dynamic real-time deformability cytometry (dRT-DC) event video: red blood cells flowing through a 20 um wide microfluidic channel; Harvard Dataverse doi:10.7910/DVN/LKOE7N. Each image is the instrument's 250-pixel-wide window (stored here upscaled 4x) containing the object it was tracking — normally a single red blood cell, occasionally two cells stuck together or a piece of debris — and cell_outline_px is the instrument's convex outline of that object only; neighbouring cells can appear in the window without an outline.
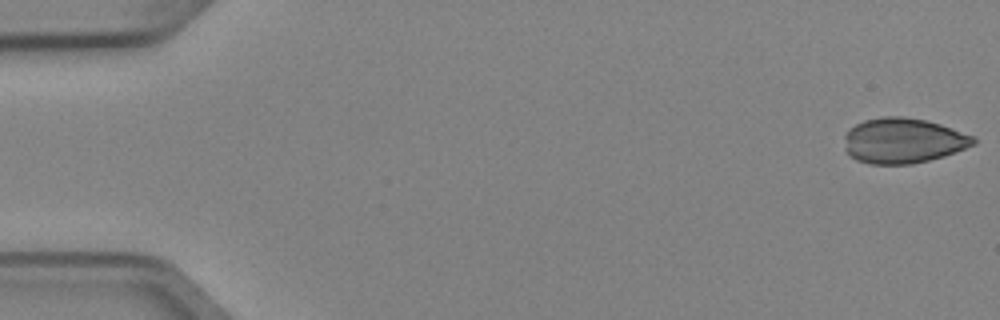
{"species": "Egyptian fruit bat (a non-hibernating species)", "species_latin": "Rousettus aegyptiacus", "temperature_condition": "cold", "stored_images_in_passage": 5, "camera_frame_rate_fps": 3000, "um_per_image_px": 0.085, "animal": {"sex": "female"}, "frame": {"image": 1, "passage_image": 1, "time_ms": 0.0, "image_size_px": [1000, 320], "cell_outline_px": [[976, 144], [944, 156], [912, 164], [868, 164], [856, 160], [844, 148], [844, 136], [848, 128], [864, 120], [884, 116], [900, 116], [924, 120], [940, 124], [976, 136]], "centroid_in_image_um": [76.76, 11.95], "position_along_channel_um": 8.2, "area_um2": 34.22}}
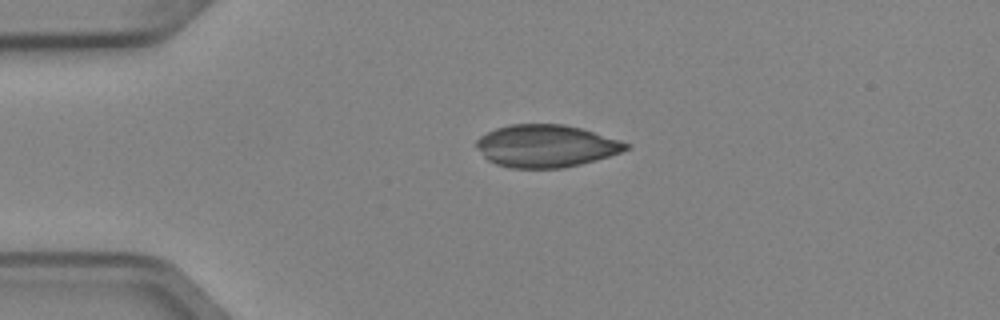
{"frame": {"image": 2, "passage_image": 4, "time_ms": 1.0, "image_size_px": [1000, 320], "cell_outline_px": [[628, 148], [620, 152], [596, 160], [564, 168], [508, 168], [496, 164], [488, 160], [476, 148], [476, 140], [480, 136], [496, 128], [512, 124], [564, 124], [580, 128], [620, 140], [628, 144]], "centroid_in_image_um": [46.37, 12.41], "position_along_channel_um": 38.6, "area_um2": 36.82}}